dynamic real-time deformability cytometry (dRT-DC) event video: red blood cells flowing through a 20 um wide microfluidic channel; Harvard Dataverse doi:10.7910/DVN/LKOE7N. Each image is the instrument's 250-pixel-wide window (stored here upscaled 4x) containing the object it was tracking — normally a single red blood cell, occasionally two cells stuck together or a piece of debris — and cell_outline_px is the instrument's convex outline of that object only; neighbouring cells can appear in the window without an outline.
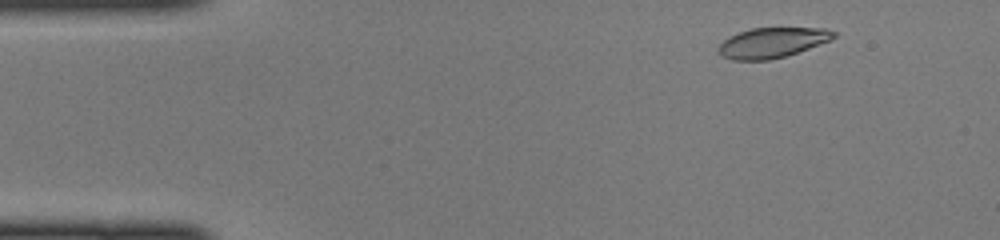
{"species": "common noctule bat (a hibernating species)", "species_latin": "Nyctalus noctula", "temperature_condition": "cold", "stored_images_in_passage": 44, "camera_frame_rate_fps": 3000, "um_per_image_px": 0.085, "animal": {"sex": "female", "body_mass_g": 22.0, "forearm_length_mm": 56.7}, "frame": {"image": 1, "passage_image": 3, "time_ms": 0.667, "image_size_px": [1000, 240], "cell_outline_px": [[836, 36], [828, 40], [808, 48], [784, 56], [768, 60], [732, 60], [720, 56], [720, 44], [728, 36], [752, 28], [828, 28], [836, 32]], "centroid_in_image_um": [65.61, 3.62], "position_along_channel_um": 19.4, "area_um2": 19.94}}
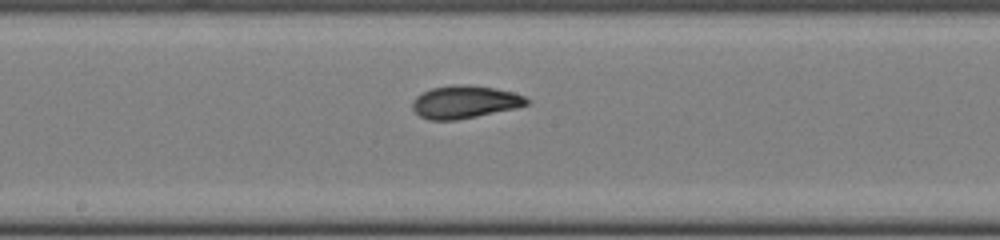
{"frame": {"image": 2, "passage_image": 22, "time_ms": 7.0, "image_size_px": [1000, 240], "cell_outline_px": [[532, 100], [528, 104], [516, 108], [456, 120], [428, 120], [420, 116], [412, 108], [412, 100], [416, 96], [432, 88], [452, 84], [468, 84], [496, 88], [512, 92], [524, 96]], "centroid_in_image_um": [39.51, 8.66], "position_along_channel_um": 208.7, "area_um2": 21.91}}
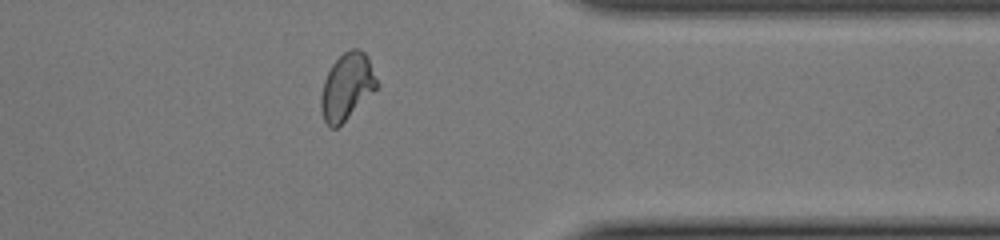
{"frame": {"image": 3, "passage_image": 35, "time_ms": 11.333, "image_size_px": [1000, 240], "cell_outline_px": [[380, 84], [336, 128], [332, 128], [324, 120], [320, 108], [320, 96], [324, 80], [332, 64], [344, 52], [352, 48], [360, 48], [368, 56]], "centroid_in_image_um": [29.49, 7.31], "position_along_channel_um": 381.9, "area_um2": 21.39}}